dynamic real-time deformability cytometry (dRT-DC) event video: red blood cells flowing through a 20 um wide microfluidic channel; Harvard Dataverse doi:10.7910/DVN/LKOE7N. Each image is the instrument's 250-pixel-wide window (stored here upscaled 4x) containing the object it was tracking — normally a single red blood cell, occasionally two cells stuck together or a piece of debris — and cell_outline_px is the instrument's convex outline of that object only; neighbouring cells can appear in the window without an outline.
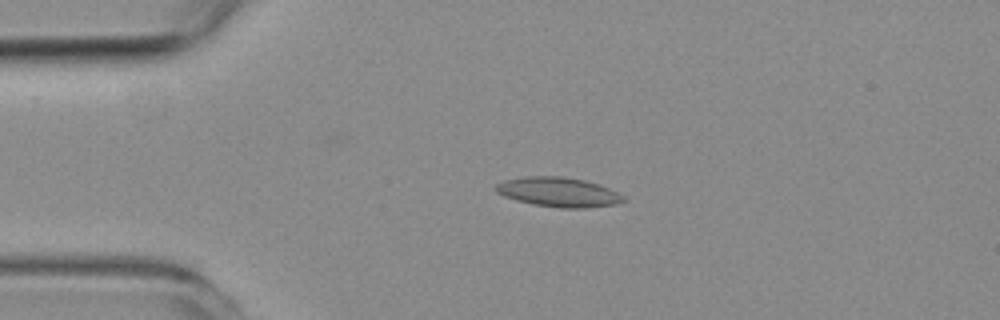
{"species": "common noctule bat (a hibernating species)", "species_latin": "Nyctalus noctula", "temperature_condition": "room temperature", "stored_images_in_passage": 53, "camera_frame_rate_fps": 3000, "um_per_image_px": 0.085, "animal": {"sex": "female", "body_mass_g": 19.3, "forearm_length_mm": 54.1}, "frame": {"image": 1, "passage_image": 11, "time_ms": 3.333, "image_size_px": [1000, 320], "cell_outline_px": [[628, 200], [616, 204], [588, 208], [560, 208], [532, 204], [516, 200], [504, 196], [496, 192], [492, 188], [496, 184], [504, 180], [524, 176], [560, 176], [584, 180], [608, 188], [624, 196]], "centroid_in_image_um": [47.44, 16.33], "position_along_channel_um": 37.6, "area_um2": 22.08}}
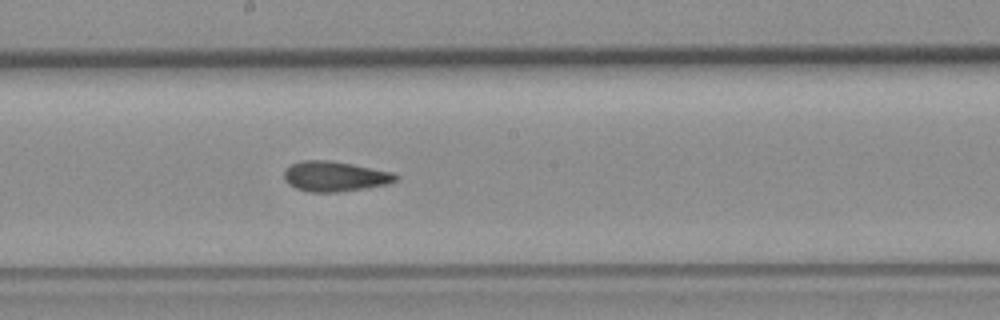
{"frame": {"image": 2, "passage_image": 28, "time_ms": 9.0, "image_size_px": [1000, 320], "cell_outline_px": [[396, 180], [388, 184], [364, 188], [336, 192], [308, 192], [296, 188], [288, 184], [284, 180], [284, 168], [300, 160], [328, 160], [352, 164], [392, 172], [396, 176]], "centroid_in_image_um": [28.39, 14.99], "position_along_channel_um": 219.8, "area_um2": 19.54}}
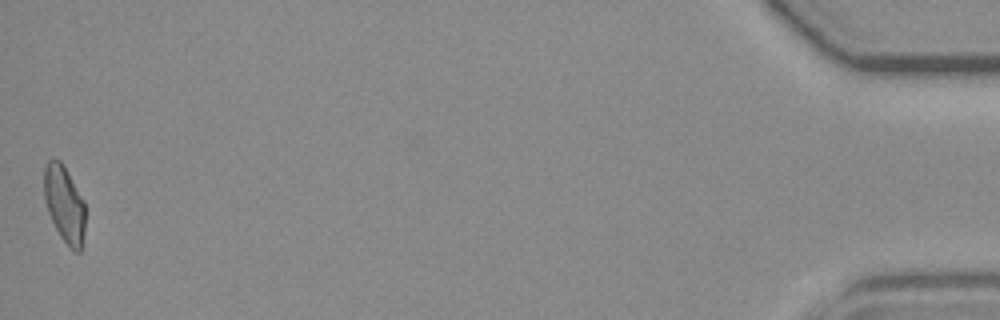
{"frame": {"image": 3, "passage_image": 53, "time_ms": 17.333, "image_size_px": [1000, 320], "cell_outline_px": [[84, 244], [80, 252], [76, 252], [60, 236], [48, 212], [44, 200], [44, 168], [48, 160], [60, 160], [68, 172], [84, 200]], "centroid_in_image_um": [5.48, 17.35], "position_along_channel_um": 429.7, "area_um2": 18.32}, "authors_computed_cell_mechanics": {"area_um2": 19.4208, "velocity_mm_per_s": 3.7568, "shape_relaxation_time_tau1_ms": null, "shape_relaxation_time_tau2_ms": 2.3785, "deformation_change_tau1": null, "deformation_change_tau2": 0.1028}}